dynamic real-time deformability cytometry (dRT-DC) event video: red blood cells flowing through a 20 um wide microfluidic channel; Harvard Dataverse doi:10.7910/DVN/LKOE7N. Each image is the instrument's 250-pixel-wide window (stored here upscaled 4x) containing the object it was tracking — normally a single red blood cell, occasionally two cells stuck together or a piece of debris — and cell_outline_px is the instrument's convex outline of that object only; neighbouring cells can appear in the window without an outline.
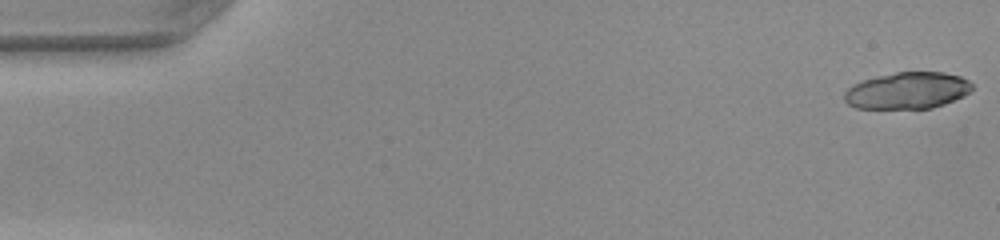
{"species": "common noctule bat (a hibernating species)", "species_latin": "Nyctalus noctula", "temperature_condition": "warm", "stored_images_in_passage": 49, "camera_frame_rate_fps": 3000, "um_per_image_px": 0.085, "animal": {"sex": "female", "body_mass_g": 22.0, "forearm_length_mm": 56.7}, "frame": {"image": 1, "passage_image": 1, "time_ms": 0.0, "image_size_px": [1000, 240], "cell_outline_px": [[972, 88], [964, 96], [944, 104], [932, 108], [856, 108], [848, 104], [844, 100], [844, 92], [852, 84], [876, 76], [896, 72], [944, 72], [960, 76], [968, 80], [972, 84]], "centroid_in_image_um": [77.12, 7.69], "position_along_channel_um": 7.9, "area_um2": 27.28}, "authors_computed_cell_mechanics": {"area_um2": 29.3046, "velocity_mm_per_s": 4.1308, "shape_relaxation_time_tau1_ms": 1.4483, "shape_relaxation_time_tau2_ms": 2.0652, "deformation_change_tau1": 0.276, "deformation_change_tau2": 0.0577}}